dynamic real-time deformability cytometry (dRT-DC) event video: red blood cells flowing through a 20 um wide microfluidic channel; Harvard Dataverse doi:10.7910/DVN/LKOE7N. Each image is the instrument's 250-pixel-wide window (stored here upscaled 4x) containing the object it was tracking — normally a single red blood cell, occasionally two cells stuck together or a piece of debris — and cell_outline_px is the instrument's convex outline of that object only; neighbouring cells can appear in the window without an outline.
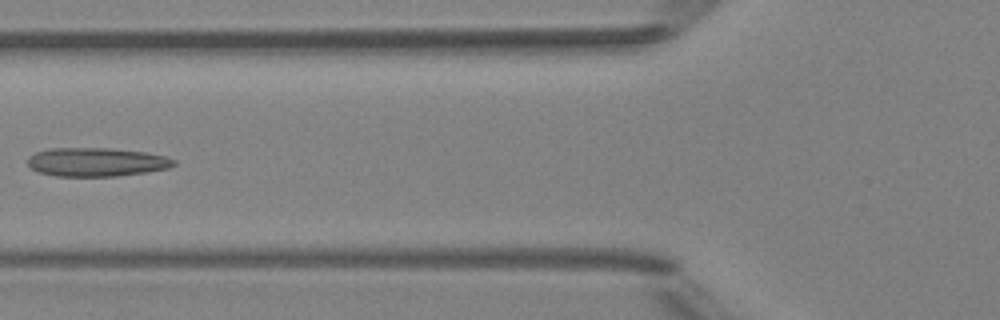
{"species": "Egyptian fruit bat (a non-hibernating species)", "species_latin": "Rousettus aegyptiacus", "temperature_condition": "room temperature", "stored_images_in_passage": 6, "camera_frame_rate_fps": 3000, "um_per_image_px": 0.085, "animal": {"sex": "female"}, "frame": {"image": 1, "passage_image": 6, "time_ms": 5.667, "image_size_px": [1000, 320], "cell_outline_px": [[176, 164], [168, 168], [144, 172], [116, 176], [56, 176], [36, 172], [28, 164], [28, 156], [36, 152], [48, 148], [112, 148], [144, 152], [168, 156], [176, 160]], "centroid_in_image_um": [8.19, 13.77], "position_along_channel_um": 117.6, "area_um2": 24.57}}